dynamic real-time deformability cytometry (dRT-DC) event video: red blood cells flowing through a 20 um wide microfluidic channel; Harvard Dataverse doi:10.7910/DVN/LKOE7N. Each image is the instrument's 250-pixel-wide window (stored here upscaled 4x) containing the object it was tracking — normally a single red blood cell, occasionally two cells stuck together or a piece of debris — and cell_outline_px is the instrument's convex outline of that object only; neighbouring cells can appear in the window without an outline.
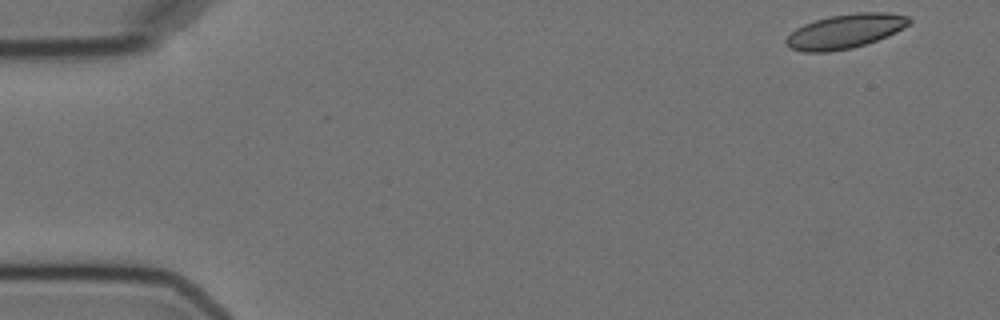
{"species": "Egyptian fruit bat (a non-hibernating species)", "species_latin": "Rousettus aegyptiacus", "temperature_condition": "cold", "stored_images_in_passage": 9, "camera_frame_rate_fps": 3000, "um_per_image_px": 0.085, "animal": {"sex": "female"}, "frame": {"image": 1, "passage_image": 1, "time_ms": 0.0, "image_size_px": [1000, 320], "cell_outline_px": [[912, 20], [904, 28], [888, 36], [852, 48], [828, 52], [804, 52], [792, 48], [784, 40], [796, 28], [804, 24], [816, 20], [832, 16], [856, 12], [888, 12], [908, 16]], "centroid_in_image_um": [71.87, 2.65], "position_along_channel_um": 13.1, "area_um2": 24.39}}
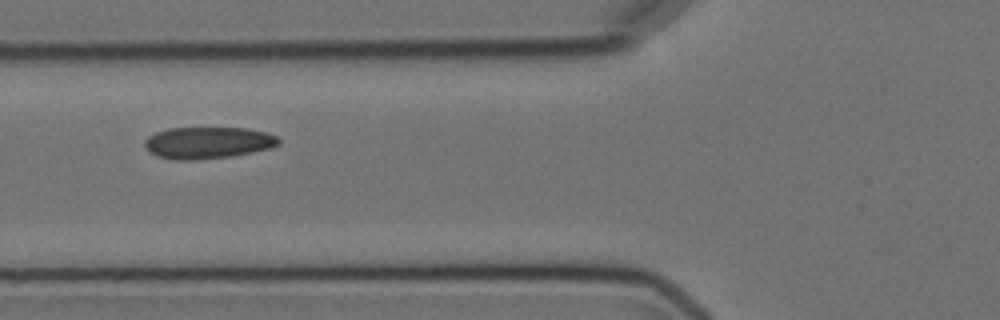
{"frame": {"image": 2, "passage_image": 6, "time_ms": 6.0, "image_size_px": [1000, 320], "cell_outline_px": [[280, 144], [272, 148], [252, 152], [228, 156], [192, 160], [176, 160], [156, 156], [148, 152], [144, 148], [144, 140], [148, 136], [156, 132], [168, 128], [248, 128], [264, 132], [276, 136], [280, 140]], "centroid_in_image_um": [17.63, 12.13], "position_along_channel_um": 108.2, "area_um2": 24.85}}
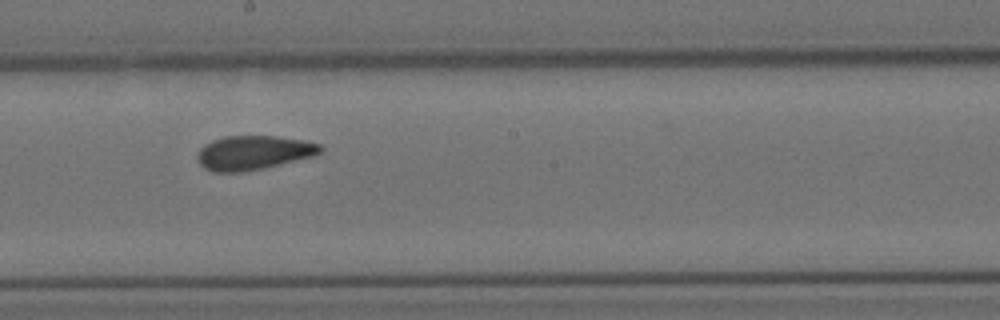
{"frame": {"image": 3, "passage_image": 9, "time_ms": 9.333, "image_size_px": [1000, 320], "cell_outline_px": [[324, 148], [316, 156], [264, 168], [244, 172], [212, 172], [204, 168], [200, 164], [196, 156], [196, 152], [204, 144], [212, 140], [224, 136], [276, 136], [304, 140], [320, 144]], "centroid_in_image_um": [21.54, 12.98], "position_along_channel_um": 226.7, "area_um2": 24.85}}